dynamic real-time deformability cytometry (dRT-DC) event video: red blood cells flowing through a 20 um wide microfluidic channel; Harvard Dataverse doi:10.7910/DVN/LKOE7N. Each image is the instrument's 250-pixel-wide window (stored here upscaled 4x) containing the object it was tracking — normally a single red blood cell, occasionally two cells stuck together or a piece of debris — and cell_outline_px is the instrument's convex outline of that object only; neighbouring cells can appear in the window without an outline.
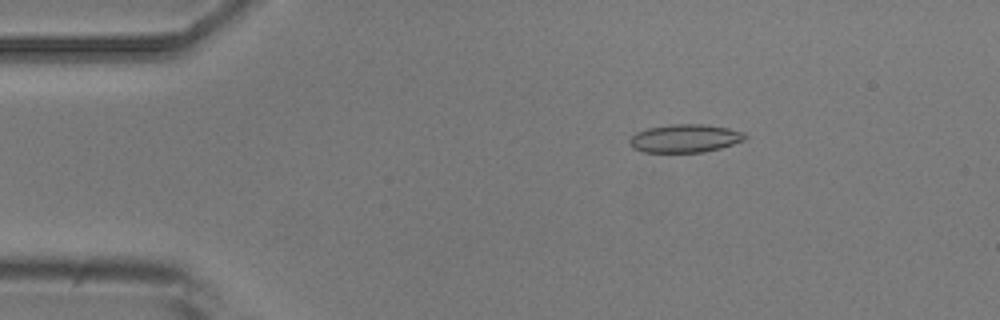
{"species": "common noctule bat (a hibernating species)", "species_latin": "Nyctalus noctula", "temperature_condition": "room temperature", "stored_images_in_passage": 2, "camera_frame_rate_fps": 3000, "um_per_image_px": 0.085, "animal": {"sex": "male", "body_mass_g": 20.5, "forearm_length_mm": 52.5}, "frame": {"image": 1, "passage_image": 1, "time_ms": 0.0, "image_size_px": [1000, 320], "cell_outline_px": [[748, 136], [744, 140], [720, 148], [704, 152], [644, 152], [632, 148], [628, 144], [628, 140], [636, 132], [648, 128], [672, 124], [704, 124], [728, 128], [744, 132]], "centroid_in_image_um": [58.2, 11.76], "position_along_channel_um": 26.8, "area_um2": 19.02}}